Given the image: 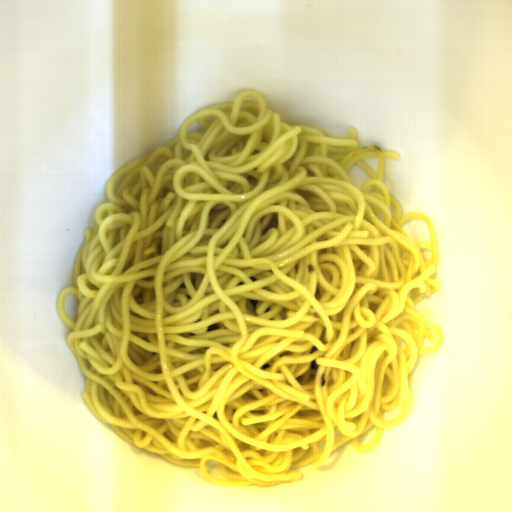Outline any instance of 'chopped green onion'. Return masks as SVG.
<instances>
[{"label": "chopped green onion", "mask_w": 512, "mask_h": 512, "mask_svg": "<svg viewBox=\"0 0 512 512\" xmlns=\"http://www.w3.org/2000/svg\"><path fill=\"white\" fill-rule=\"evenodd\" d=\"M220 329L219 325L217 323H213L207 328V332L216 331Z\"/></svg>", "instance_id": "1"}, {"label": "chopped green onion", "mask_w": 512, "mask_h": 512, "mask_svg": "<svg viewBox=\"0 0 512 512\" xmlns=\"http://www.w3.org/2000/svg\"><path fill=\"white\" fill-rule=\"evenodd\" d=\"M310 367H311L312 370H318L319 366L317 365V359L312 361Z\"/></svg>", "instance_id": "2"}, {"label": "chopped green onion", "mask_w": 512, "mask_h": 512, "mask_svg": "<svg viewBox=\"0 0 512 512\" xmlns=\"http://www.w3.org/2000/svg\"><path fill=\"white\" fill-rule=\"evenodd\" d=\"M250 302H251V304H252V306H253V308H254V310L256 312V306H257L258 300H250Z\"/></svg>", "instance_id": "3"}, {"label": "chopped green onion", "mask_w": 512, "mask_h": 512, "mask_svg": "<svg viewBox=\"0 0 512 512\" xmlns=\"http://www.w3.org/2000/svg\"><path fill=\"white\" fill-rule=\"evenodd\" d=\"M270 367H271V366H270V364H268V363L262 364V369H263V370H267V369H268V368H270Z\"/></svg>", "instance_id": "4"}]
</instances>
